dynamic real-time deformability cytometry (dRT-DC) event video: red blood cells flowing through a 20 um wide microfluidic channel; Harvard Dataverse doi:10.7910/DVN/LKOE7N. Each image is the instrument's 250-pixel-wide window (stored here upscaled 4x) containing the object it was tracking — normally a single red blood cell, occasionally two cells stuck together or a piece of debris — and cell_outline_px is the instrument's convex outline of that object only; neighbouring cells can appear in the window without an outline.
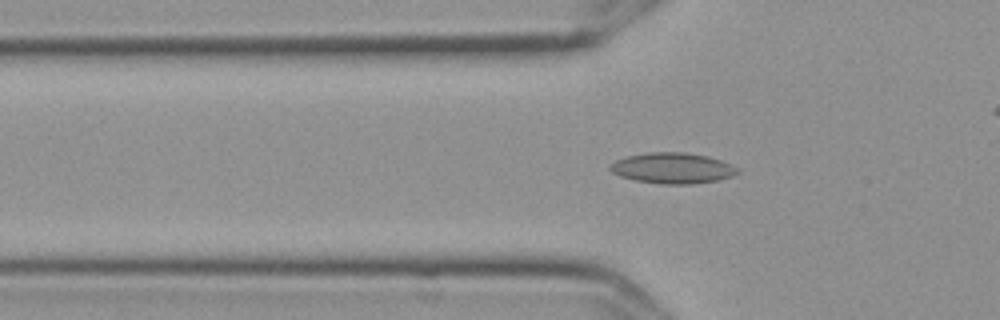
{"species": "Egyptian fruit bat (a non-hibernating species)", "species_latin": "Rousettus aegyptiacus", "temperature_condition": "cold", "stored_images_in_passage": 52, "camera_frame_rate_fps": 3000, "um_per_image_px": 0.085, "frame": {"image": 1, "passage_image": 13, "time_ms": 4.0, "image_size_px": [1000, 320], "cell_outline_px": [[740, 172], [732, 176], [716, 180], [692, 184], [664, 184], [636, 180], [620, 176], [612, 172], [608, 168], [608, 164], [616, 160], [628, 156], [648, 152], [684, 152], [708, 156], [720, 160], [736, 168]], "centroid_in_image_um": [57.12, 14.28], "position_along_channel_um": 68.7, "area_um2": 22.66}}
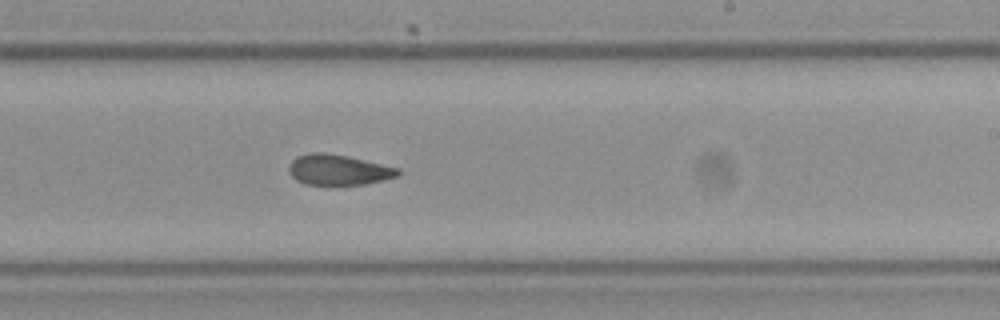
{"frame": {"image": 2, "passage_image": 29, "time_ms": 9.333, "image_size_px": [1000, 320], "cell_outline_px": [[400, 172], [396, 176], [364, 184], [308, 184], [296, 180], [288, 172], [288, 164], [296, 156], [312, 152], [324, 152], [348, 156], [400, 168]], "centroid_in_image_um": [28.72, 14.41], "position_along_channel_um": 260.3, "area_um2": 19.25}}
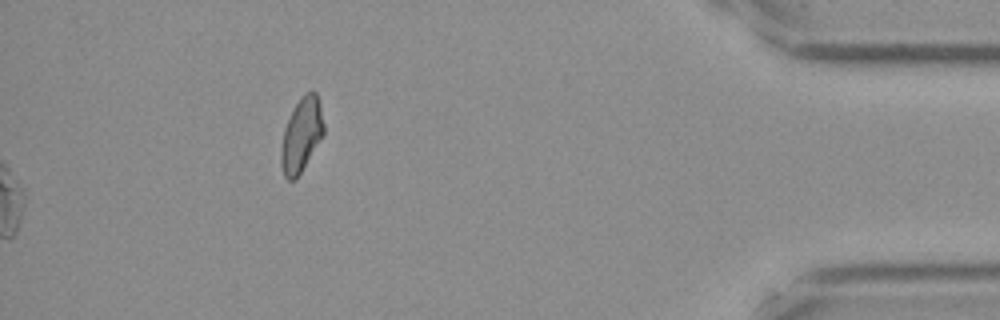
{"frame": {"image": 3, "passage_image": 52, "time_ms": 17.0, "image_size_px": [1000, 320], "cell_outline_px": [[324, 136], [296, 180], [288, 180], [284, 176], [280, 164], [280, 148], [284, 128], [300, 96], [304, 92], [312, 88], [316, 92], [320, 100], [324, 124]], "centroid_in_image_um": [25.64, 11.45], "position_along_channel_um": 409.6, "area_um2": 18.96}, "authors_computed_cell_mechanics": {"area_um2": 20.6635, "velocity_mm_per_s": 3.5916, "shape_relaxation_time_tau1_ms": 10.7299, "shape_relaxation_time_tau2_ms": 5.5603, "deformation_change_tau1": 0.1577, "deformation_change_tau2": 0.0932}}